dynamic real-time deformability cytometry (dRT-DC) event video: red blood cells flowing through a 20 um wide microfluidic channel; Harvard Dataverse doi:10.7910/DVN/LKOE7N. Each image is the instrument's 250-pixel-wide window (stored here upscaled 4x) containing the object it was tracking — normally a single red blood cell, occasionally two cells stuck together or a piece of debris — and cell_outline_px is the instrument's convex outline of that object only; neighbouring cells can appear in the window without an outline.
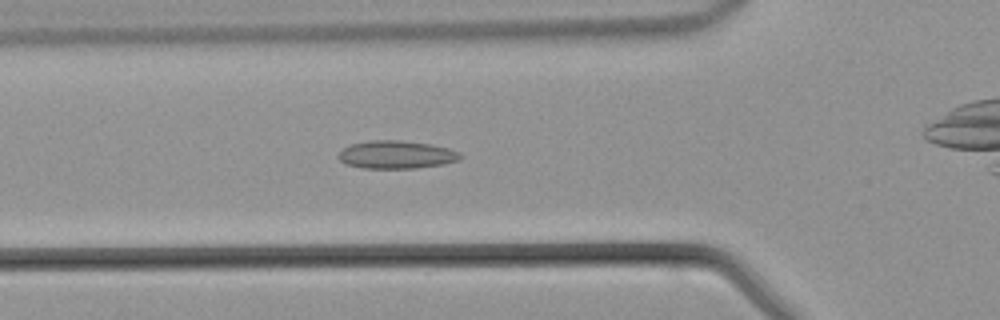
{"species": "common noctule bat (a hibernating species)", "species_latin": "Nyctalus noctula", "temperature_condition": "warm", "stored_images_in_passage": 29, "camera_frame_rate_fps": 3000, "um_per_image_px": 0.085, "animal": {"sex": "male", "body_mass_g": 21.5, "forearm_length_mm": 52.0}, "frame": {"image": 1, "passage_image": 8, "time_ms": 2.333, "image_size_px": [1000, 320], "cell_outline_px": [[464, 156], [460, 160], [444, 164], [416, 168], [364, 168], [344, 164], [340, 160], [340, 152], [344, 148], [352, 144], [372, 140], [400, 140], [432, 144], [448, 148], [460, 152]], "centroid_in_image_um": [33.75, 13.15], "position_along_channel_um": 92.0, "area_um2": 19.88}}
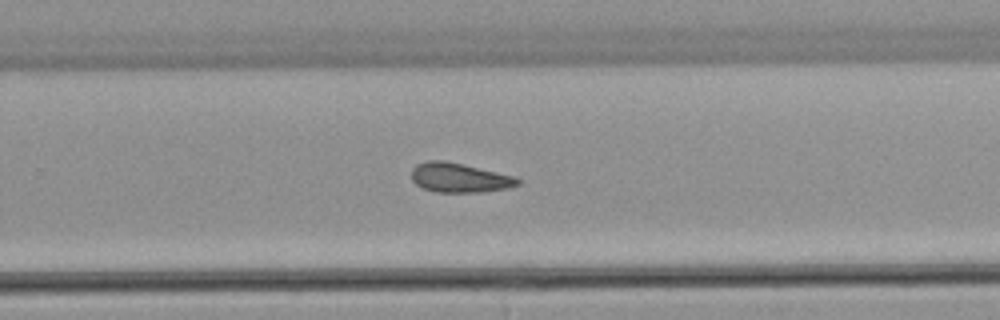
{"frame": {"image": 2, "passage_image": 21, "time_ms": 6.667, "image_size_px": [1000, 320], "cell_outline_px": [[520, 184], [508, 188], [480, 192], [436, 192], [420, 188], [412, 180], [412, 168], [416, 164], [428, 160], [444, 160], [516, 176], [520, 180]], "centroid_in_image_um": [39.03, 15.11], "position_along_channel_um": 290.8, "area_um2": 18.32}}
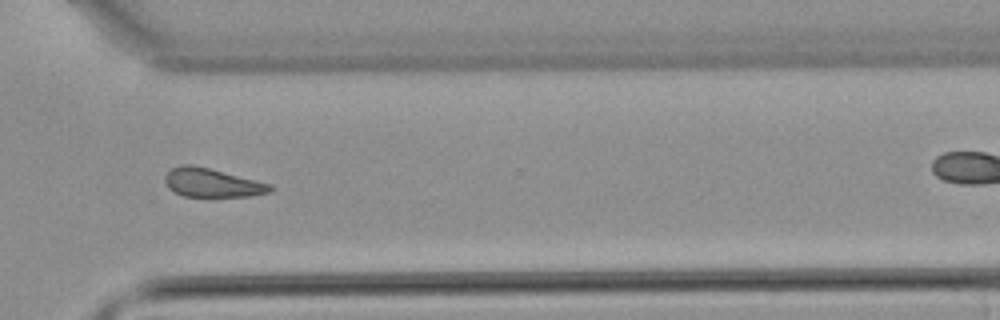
{"frame": {"image": 3, "passage_image": 25, "time_ms": 8.0, "image_size_px": [1000, 320], "cell_outline_px": [[272, 192], [248, 196], [208, 200], [184, 196], [168, 188], [164, 180], [164, 176], [172, 168], [180, 164], [192, 164], [272, 184]], "centroid_in_image_um": [18.02, 15.59], "position_along_channel_um": 352.6, "area_um2": 18.38}}